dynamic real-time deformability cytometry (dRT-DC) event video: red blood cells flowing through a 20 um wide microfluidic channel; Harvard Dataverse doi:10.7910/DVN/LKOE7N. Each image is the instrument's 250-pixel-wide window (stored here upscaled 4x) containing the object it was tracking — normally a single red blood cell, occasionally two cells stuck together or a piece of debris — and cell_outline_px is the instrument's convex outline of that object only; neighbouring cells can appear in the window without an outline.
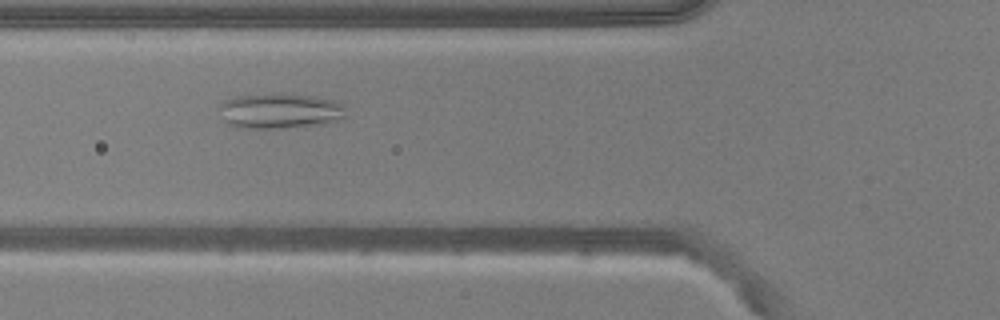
{"species": "common noctule bat (a hibernating species)", "species_latin": "Nyctalus noctula", "temperature_condition": "warm", "stored_images_in_passage": 51, "camera_frame_rate_fps": 3000, "um_per_image_px": 0.085, "animal": {"sex": "male", "body_mass_g": 20.5, "forearm_length_mm": 52.5}, "frame": {"image": 1, "passage_image": 18, "time_ms": 5.667, "image_size_px": [1000, 320], "cell_outline_px": [[348, 116], [320, 124], [280, 128], [240, 128], [228, 124], [224, 120], [220, 108], [220, 104], [224, 100], [236, 96], [316, 96], [332, 100], [344, 104]], "centroid_in_image_um": [23.81, 9.46], "position_along_channel_um": 102.0, "area_um2": 25.14}}
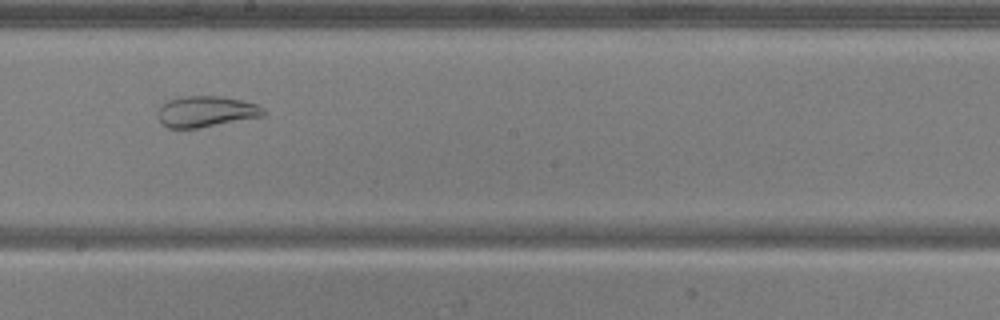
{"frame": {"image": 2, "passage_image": 28, "time_ms": 9.0, "image_size_px": [1000, 320], "cell_outline_px": [[264, 116], [200, 128], [168, 128], [160, 124], [160, 108], [168, 100], [180, 96], [220, 96], [244, 100], [256, 104], [264, 108]], "centroid_in_image_um": [17.55, 9.48], "position_along_channel_um": 230.7, "area_um2": 19.07}}
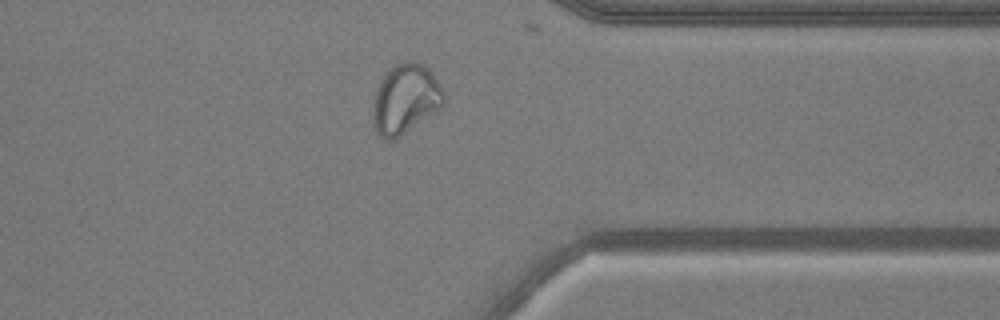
{"frame": {"image": 3, "passage_image": 40, "time_ms": 13.0, "image_size_px": [1000, 320], "cell_outline_px": [[444, 104], [440, 108], [400, 136], [392, 140], [384, 140], [376, 132], [372, 116], [372, 108], [376, 88], [384, 72], [388, 68], [404, 60], [412, 60], [424, 64], [428, 68], [444, 92]], "centroid_in_image_um": [34.42, 8.39], "position_along_channel_um": 377.0, "area_um2": 28.96}, "authors_computed_cell_mechanics": {"area_um2": 29.3046, "velocity_mm_per_s": 3.852, "shape_relaxation_time_tau1_ms": null, "shape_relaxation_time_tau2_ms": 0.8869, "deformation_change_tau1": null, "deformation_change_tau2": 0.071}}